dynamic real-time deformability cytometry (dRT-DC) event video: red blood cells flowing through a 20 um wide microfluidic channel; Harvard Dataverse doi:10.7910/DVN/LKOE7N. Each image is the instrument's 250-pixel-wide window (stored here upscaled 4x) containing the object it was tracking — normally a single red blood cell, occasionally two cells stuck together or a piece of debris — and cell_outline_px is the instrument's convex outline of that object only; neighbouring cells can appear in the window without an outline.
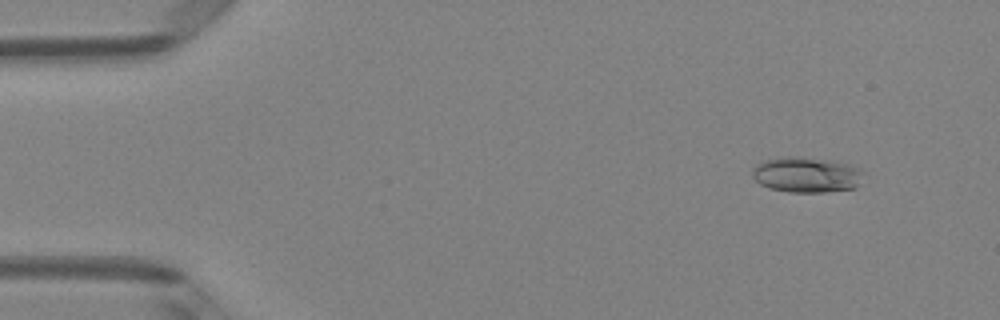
{"species": "Egyptian fruit bat (a non-hibernating species)", "species_latin": "Rousettus aegyptiacus", "temperature_condition": "room temperature", "stored_images_in_passage": 50, "camera_frame_rate_fps": 3000, "um_per_image_px": 0.085, "animal": {"sex": "female"}, "frame": {"image": 1, "passage_image": 5, "time_ms": 1.333, "image_size_px": [1000, 320], "cell_outline_px": [[864, 172], [856, 188], [824, 192], [788, 192], [768, 188], [760, 184], [752, 176], [752, 168], [756, 164], [764, 160], [788, 156], [796, 156], [848, 164], [860, 168]], "centroid_in_image_um": [68.52, 14.86], "position_along_channel_um": 16.5, "area_um2": 22.89}}
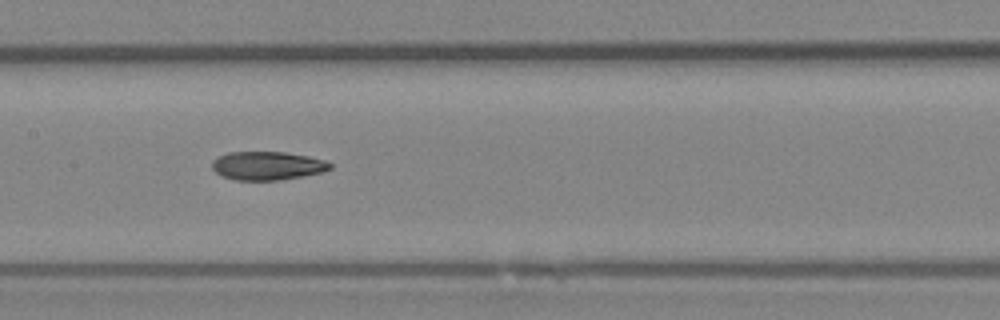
{"frame": {"image": 2, "passage_image": 25, "time_ms": 8.0, "image_size_px": [1000, 320], "cell_outline_px": [[332, 168], [324, 172], [304, 176], [280, 180], [236, 180], [220, 176], [212, 168], [212, 160], [228, 152], [284, 152], [308, 156], [324, 160], [332, 164]], "centroid_in_image_um": [22.73, 14.09], "position_along_channel_um": 184.7, "area_um2": 19.71}}
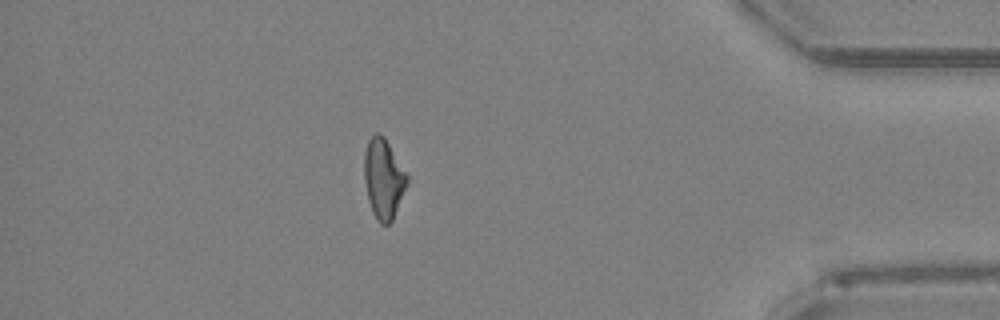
{"frame": {"image": 3, "passage_image": 44, "time_ms": 14.333, "image_size_px": [1000, 320], "cell_outline_px": [[408, 184], [392, 220], [388, 224], [380, 224], [376, 220], [372, 212], [368, 200], [364, 180], [364, 152], [368, 140], [376, 132], [380, 132], [384, 136], [408, 176]], "centroid_in_image_um": [32.58, 15.19], "position_along_channel_um": 402.6, "area_um2": 20.0}, "authors_computed_cell_mechanics": {"area_um2": 20.0566, "velocity_mm_per_s": 4.0825, "shape_relaxation_time_tau1_ms": null, "shape_relaxation_time_tau2_ms": 4.9591, "deformation_change_tau1": null, "deformation_change_tau2": 0.1309}}